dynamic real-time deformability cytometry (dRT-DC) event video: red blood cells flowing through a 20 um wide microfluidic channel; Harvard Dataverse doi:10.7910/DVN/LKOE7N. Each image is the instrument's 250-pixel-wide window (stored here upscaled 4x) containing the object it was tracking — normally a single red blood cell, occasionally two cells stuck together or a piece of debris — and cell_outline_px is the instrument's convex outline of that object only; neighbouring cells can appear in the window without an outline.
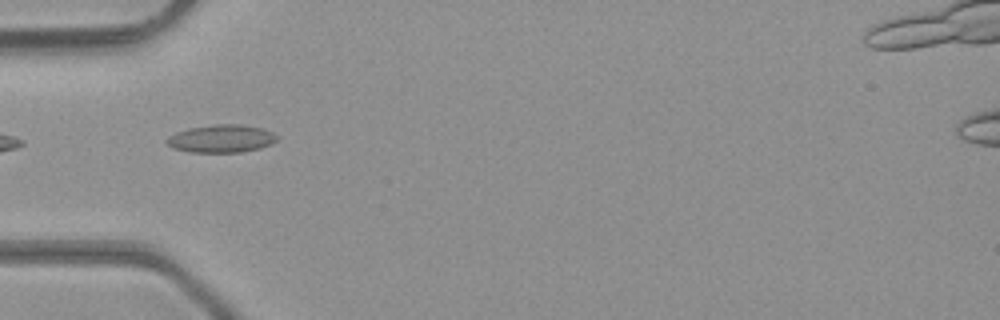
{"species": "common noctule bat (a hibernating species)", "species_latin": "Nyctalus noctula", "temperature_condition": "room temperature", "stored_images_in_passage": 5, "camera_frame_rate_fps": 3000, "um_per_image_px": 0.085, "animal": {"sex": "male", "body_mass_g": 23.1, "forearm_length_mm": 52.7}, "frame": {"image": 1, "passage_image": 5, "time_ms": 1.333, "image_size_px": [1000, 320], "cell_outline_px": [[280, 136], [272, 144], [260, 148], [240, 152], [188, 152], [172, 148], [164, 140], [168, 136], [176, 132], [188, 128], [216, 124], [240, 124], [264, 128]], "centroid_in_image_um": [18.82, 11.78], "position_along_channel_um": 66.2, "area_um2": 18.09}}